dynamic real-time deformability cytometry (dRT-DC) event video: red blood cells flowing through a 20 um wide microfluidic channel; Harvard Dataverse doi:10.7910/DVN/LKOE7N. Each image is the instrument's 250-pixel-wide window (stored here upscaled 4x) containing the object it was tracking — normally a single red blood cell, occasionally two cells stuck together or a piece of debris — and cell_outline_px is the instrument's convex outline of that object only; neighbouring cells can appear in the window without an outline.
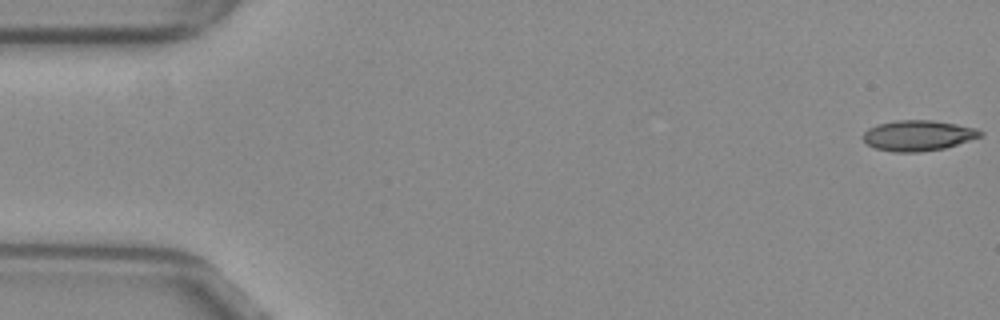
{"species": "common noctule bat (a hibernating species)", "species_latin": "Nyctalus noctula", "temperature_condition": "warm", "stored_images_in_passage": 54, "camera_frame_rate_fps": 3000, "um_per_image_px": 0.085, "animal": {"sex": "female", "body_mass_g": 29.2, "forearm_length_mm": 56.3}, "frame": {"image": 1, "passage_image": 1, "time_ms": 0.0, "image_size_px": [1000, 320], "cell_outline_px": [[984, 136], [944, 148], [920, 152], [896, 152], [876, 148], [868, 144], [864, 140], [864, 132], [868, 128], [880, 124], [896, 120], [932, 120], [956, 124], [976, 128], [984, 132]], "centroid_in_image_um": [78.09, 11.51], "position_along_channel_um": 6.9, "area_um2": 20.75}}
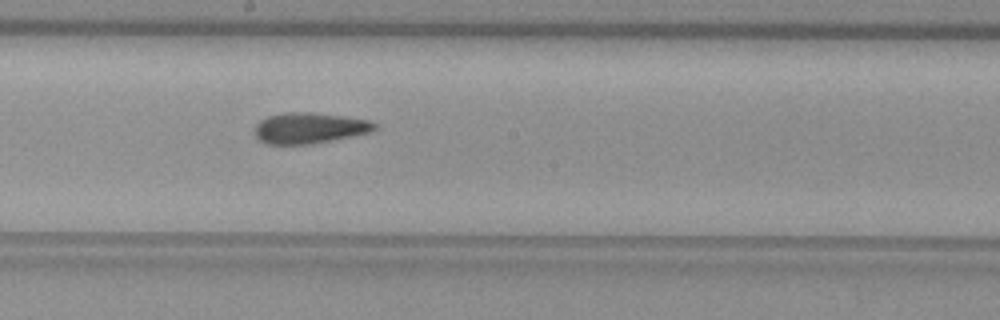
{"frame": {"image": 2, "passage_image": 29, "time_ms": 9.333, "image_size_px": [1000, 320], "cell_outline_px": [[380, 124], [372, 132], [352, 136], [308, 144], [264, 144], [256, 140], [256, 124], [260, 120], [268, 116], [288, 112], [312, 112], [344, 116], [372, 120]], "centroid_in_image_um": [26.33, 10.88], "position_along_channel_um": 221.9, "area_um2": 21.73}}
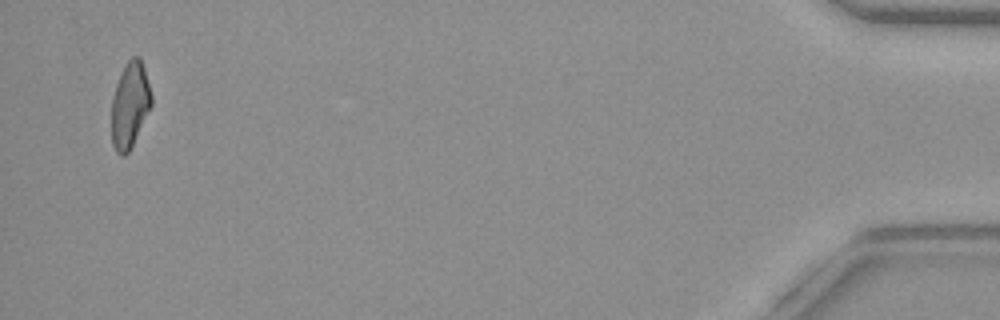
{"frame": {"image": 3, "passage_image": 52, "time_ms": 17.0, "image_size_px": [1000, 320], "cell_outline_px": [[152, 104], [128, 152], [124, 156], [120, 156], [116, 152], [112, 144], [112, 100], [116, 84], [124, 64], [132, 56], [140, 56], [144, 68], [152, 96]], "centroid_in_image_um": [11.03, 8.89], "position_along_channel_um": 424.2, "area_um2": 19.71}, "authors_computed_cell_mechanics": {"area_um2": 21.097, "velocity_mm_per_s": 3.8596, "shape_relaxation_time_tau1_ms": null, "shape_relaxation_time_tau2_ms": 3.1417, "deformation_change_tau1": null, "deformation_change_tau2": 0.1139}}